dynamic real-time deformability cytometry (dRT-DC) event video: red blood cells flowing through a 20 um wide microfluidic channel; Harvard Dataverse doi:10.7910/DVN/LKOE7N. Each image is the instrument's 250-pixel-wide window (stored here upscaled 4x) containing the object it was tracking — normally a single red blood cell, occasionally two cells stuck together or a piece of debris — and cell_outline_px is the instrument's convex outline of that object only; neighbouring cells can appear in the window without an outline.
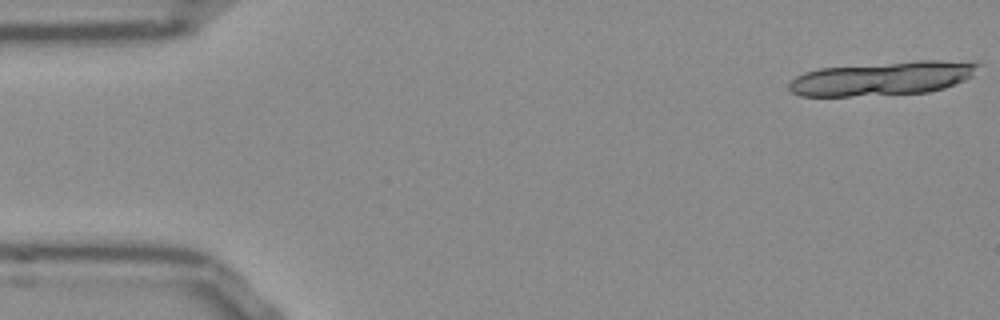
{"species": "Egyptian fruit bat (a non-hibernating species)", "species_latin": "Rousettus aegyptiacus", "temperature_condition": "room temperature", "stored_images_in_passage": 17, "camera_frame_rate_fps": 3000, "um_per_image_px": 0.085, "frame": {"image": 1, "passage_image": 1, "time_ms": 0.0, "image_size_px": [1000, 320], "cell_outline_px": [[980, 64], [972, 76], [964, 80], [944, 88], [928, 92], [852, 96], [800, 96], [792, 92], [788, 88], [788, 84], [796, 76], [804, 72], [820, 68], [916, 60], [940, 60]], "centroid_in_image_um": [74.96, 6.66], "position_along_channel_um": 10.0, "area_um2": 37.11}}